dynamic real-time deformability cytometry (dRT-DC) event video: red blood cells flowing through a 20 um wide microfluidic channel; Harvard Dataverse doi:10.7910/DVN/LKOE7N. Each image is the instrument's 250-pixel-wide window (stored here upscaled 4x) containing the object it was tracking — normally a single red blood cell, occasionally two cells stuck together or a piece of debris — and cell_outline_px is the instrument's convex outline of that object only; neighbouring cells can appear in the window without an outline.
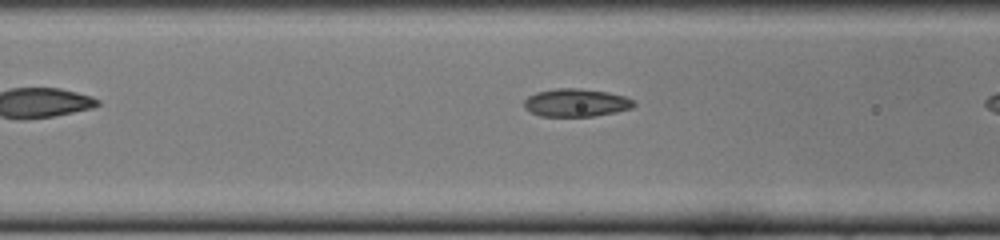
{"species": "common noctule bat (a hibernating species)", "species_latin": "Nyctalus noctula", "temperature_condition": "cold", "stored_images_in_passage": 5, "camera_frame_rate_fps": 3000, "um_per_image_px": 0.085, "animal": {"sex": "female", "body_mass_g": 22.0, "forearm_length_mm": 56.7}, "frame": {"image": 1, "passage_image": 4, "time_ms": 1.0, "image_size_px": [1000, 240], "cell_outline_px": [[636, 104], [632, 108], [616, 112], [592, 116], [540, 116], [524, 108], [524, 100], [528, 96], [536, 92], [556, 88], [580, 88], [608, 92], [624, 96], [636, 100]], "centroid_in_image_um": [48.98, 8.72], "position_along_channel_um": 117.6, "area_um2": 17.98}}